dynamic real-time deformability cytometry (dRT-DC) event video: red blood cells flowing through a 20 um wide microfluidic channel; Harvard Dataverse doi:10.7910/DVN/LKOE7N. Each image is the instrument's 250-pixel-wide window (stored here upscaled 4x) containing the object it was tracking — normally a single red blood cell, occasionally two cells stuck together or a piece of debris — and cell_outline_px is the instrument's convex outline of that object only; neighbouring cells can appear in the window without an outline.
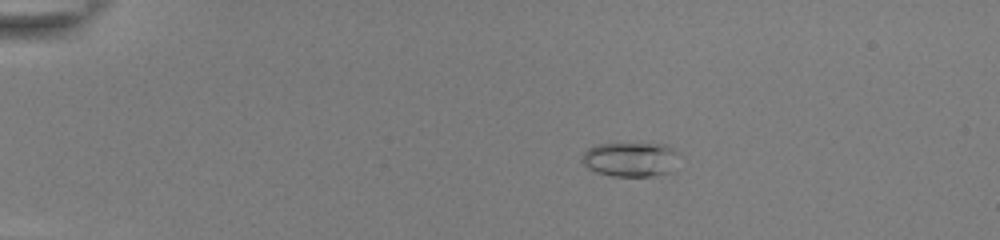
{"species": "common noctule bat (a hibernating species)", "species_latin": "Nyctalus noctula", "temperature_condition": "room temperature", "stored_images_in_passage": 39, "camera_frame_rate_fps": 3000, "um_per_image_px": 0.085, "animal": {"sex": "female", "body_mass_g": 22.0, "forearm_length_mm": 56.7}, "frame": {"image": 1, "passage_image": 1, "time_ms": 0.0, "image_size_px": [1000, 240], "cell_outline_px": [[684, 156], [676, 172], [652, 176], [612, 176], [596, 172], [588, 168], [580, 160], [584, 152], [588, 148], [596, 144], [664, 144], [680, 152]], "centroid_in_image_um": [53.74, 13.56], "position_along_channel_um": 31.3, "area_um2": 20.35}}
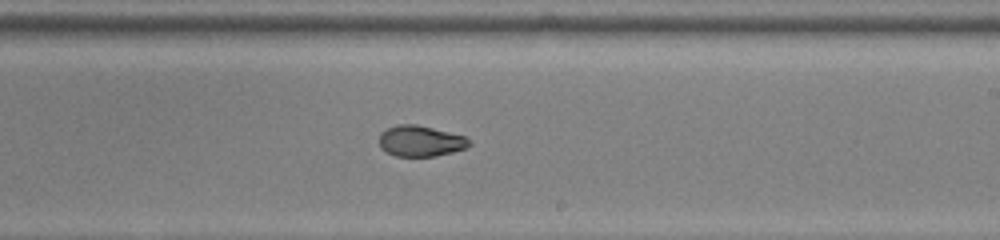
{"frame": {"image": 2, "passage_image": 24, "time_ms": 7.667, "image_size_px": [1000, 240], "cell_outline_px": [[472, 144], [464, 148], [452, 152], [436, 156], [396, 156], [380, 148], [380, 132], [388, 128], [400, 124], [416, 124], [464, 136], [472, 140]], "centroid_in_image_um": [35.75, 11.99], "position_along_channel_um": 253.2, "area_um2": 16.07}}
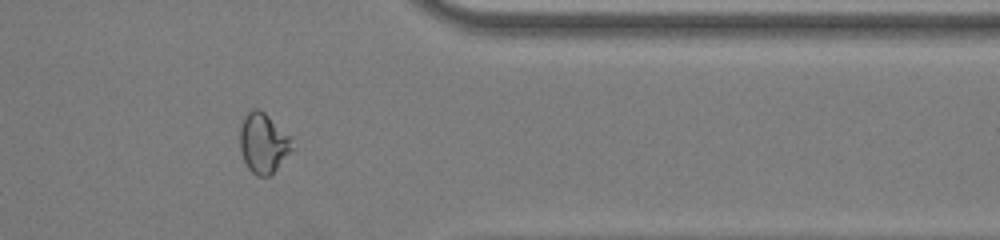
{"frame": {"image": 3, "passage_image": 35, "time_ms": 11.333, "image_size_px": [1000, 240], "cell_outline_px": [[292, 148], [276, 168], [268, 176], [256, 176], [248, 168], [244, 160], [240, 148], [240, 128], [244, 116], [252, 108], [256, 108], [264, 112], [292, 136]], "centroid_in_image_um": [22.37, 12.13], "position_along_channel_um": 389.0, "area_um2": 18.03}}